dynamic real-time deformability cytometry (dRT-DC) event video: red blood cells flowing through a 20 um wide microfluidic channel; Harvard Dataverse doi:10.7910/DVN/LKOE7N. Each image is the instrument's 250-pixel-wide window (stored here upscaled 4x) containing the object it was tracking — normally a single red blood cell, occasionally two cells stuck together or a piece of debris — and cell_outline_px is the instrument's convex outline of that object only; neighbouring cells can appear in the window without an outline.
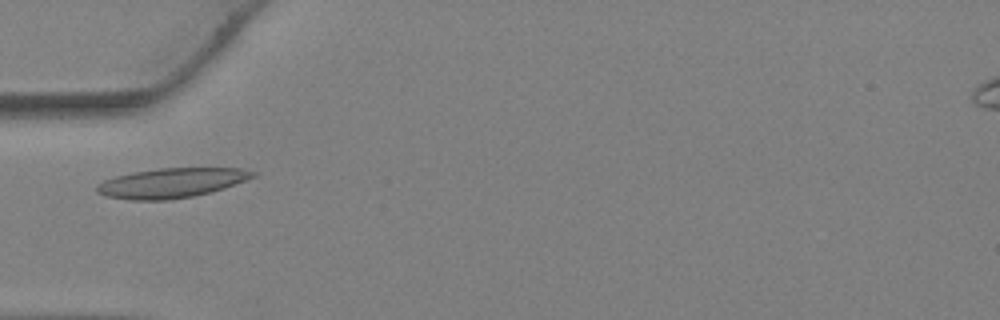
{"species": "Egyptian fruit bat (a non-hibernating species)", "species_latin": "Rousettus aegyptiacus", "temperature_condition": "warm", "stored_images_in_passage": 38, "camera_frame_rate_fps": 3000, "um_per_image_px": 0.085, "animal": {"sex": "female"}, "frame": {"image": 1, "passage_image": 12, "time_ms": 3.667, "image_size_px": [1000, 320], "cell_outline_px": [[256, 176], [224, 188], [192, 196], [168, 200], [132, 200], [104, 196], [96, 192], [96, 184], [104, 180], [116, 176], [136, 172], [160, 168], [240, 168], [256, 172]], "centroid_in_image_um": [14.54, 15.55], "position_along_channel_um": 70.5, "area_um2": 26.76}}
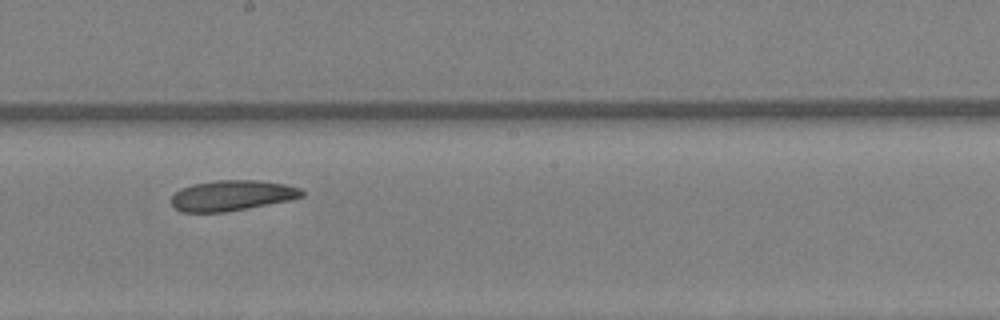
{"frame": {"image": 2, "passage_image": 21, "time_ms": 6.667, "image_size_px": [1000, 320], "cell_outline_px": [[304, 196], [292, 200], [224, 212], [180, 212], [172, 204], [172, 196], [180, 188], [192, 184], [216, 180], [256, 180], [284, 184], [300, 188], [304, 192]], "centroid_in_image_um": [19.72, 16.61], "position_along_channel_um": 228.5, "area_um2": 23.18}}
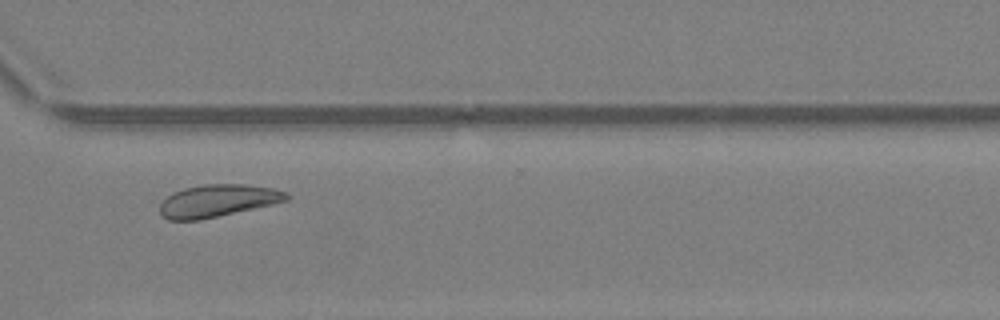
{"frame": {"image": 3, "passage_image": 28, "time_ms": 9.0, "image_size_px": [1000, 320], "cell_outline_px": [[292, 196], [288, 200], [272, 204], [200, 220], [168, 220], [160, 212], [160, 204], [172, 192], [184, 188], [204, 184], [244, 184], [272, 188], [288, 192]], "centroid_in_image_um": [18.52, 17.05], "position_along_channel_um": 352.1, "area_um2": 23.81}}